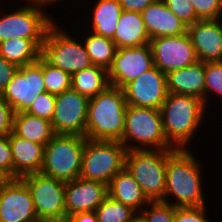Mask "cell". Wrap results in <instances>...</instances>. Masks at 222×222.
I'll list each match as a JSON object with an SVG mask.
<instances>
[{
    "mask_svg": "<svg viewBox=\"0 0 222 222\" xmlns=\"http://www.w3.org/2000/svg\"><path fill=\"white\" fill-rule=\"evenodd\" d=\"M154 67L150 43L117 49L108 77L111 86L123 89L128 83Z\"/></svg>",
    "mask_w": 222,
    "mask_h": 222,
    "instance_id": "14",
    "label": "cell"
},
{
    "mask_svg": "<svg viewBox=\"0 0 222 222\" xmlns=\"http://www.w3.org/2000/svg\"><path fill=\"white\" fill-rule=\"evenodd\" d=\"M13 132L21 138L44 146L55 135L50 121L26 112L14 114Z\"/></svg>",
    "mask_w": 222,
    "mask_h": 222,
    "instance_id": "25",
    "label": "cell"
},
{
    "mask_svg": "<svg viewBox=\"0 0 222 222\" xmlns=\"http://www.w3.org/2000/svg\"><path fill=\"white\" fill-rule=\"evenodd\" d=\"M89 99L70 88L56 95L52 128L55 134L85 137Z\"/></svg>",
    "mask_w": 222,
    "mask_h": 222,
    "instance_id": "12",
    "label": "cell"
},
{
    "mask_svg": "<svg viewBox=\"0 0 222 222\" xmlns=\"http://www.w3.org/2000/svg\"><path fill=\"white\" fill-rule=\"evenodd\" d=\"M31 192L21 178L9 179L0 188V222L37 219Z\"/></svg>",
    "mask_w": 222,
    "mask_h": 222,
    "instance_id": "16",
    "label": "cell"
},
{
    "mask_svg": "<svg viewBox=\"0 0 222 222\" xmlns=\"http://www.w3.org/2000/svg\"><path fill=\"white\" fill-rule=\"evenodd\" d=\"M46 92L43 80L42 59L20 66L0 96L14 112H25L38 97Z\"/></svg>",
    "mask_w": 222,
    "mask_h": 222,
    "instance_id": "11",
    "label": "cell"
},
{
    "mask_svg": "<svg viewBox=\"0 0 222 222\" xmlns=\"http://www.w3.org/2000/svg\"><path fill=\"white\" fill-rule=\"evenodd\" d=\"M66 222H98L94 211L80 212L69 216Z\"/></svg>",
    "mask_w": 222,
    "mask_h": 222,
    "instance_id": "41",
    "label": "cell"
},
{
    "mask_svg": "<svg viewBox=\"0 0 222 222\" xmlns=\"http://www.w3.org/2000/svg\"><path fill=\"white\" fill-rule=\"evenodd\" d=\"M141 14L150 39L187 33V26L166 7L163 0H155Z\"/></svg>",
    "mask_w": 222,
    "mask_h": 222,
    "instance_id": "20",
    "label": "cell"
},
{
    "mask_svg": "<svg viewBox=\"0 0 222 222\" xmlns=\"http://www.w3.org/2000/svg\"><path fill=\"white\" fill-rule=\"evenodd\" d=\"M31 192L38 218L66 222L65 182L32 173L21 177Z\"/></svg>",
    "mask_w": 222,
    "mask_h": 222,
    "instance_id": "10",
    "label": "cell"
},
{
    "mask_svg": "<svg viewBox=\"0 0 222 222\" xmlns=\"http://www.w3.org/2000/svg\"><path fill=\"white\" fill-rule=\"evenodd\" d=\"M19 66L11 63L0 55V94L11 81Z\"/></svg>",
    "mask_w": 222,
    "mask_h": 222,
    "instance_id": "39",
    "label": "cell"
},
{
    "mask_svg": "<svg viewBox=\"0 0 222 222\" xmlns=\"http://www.w3.org/2000/svg\"><path fill=\"white\" fill-rule=\"evenodd\" d=\"M0 55L20 67L37 62L40 48L30 39L12 38L0 42Z\"/></svg>",
    "mask_w": 222,
    "mask_h": 222,
    "instance_id": "27",
    "label": "cell"
},
{
    "mask_svg": "<svg viewBox=\"0 0 222 222\" xmlns=\"http://www.w3.org/2000/svg\"><path fill=\"white\" fill-rule=\"evenodd\" d=\"M120 143L130 150H176L166 139L159 109H126L125 128Z\"/></svg>",
    "mask_w": 222,
    "mask_h": 222,
    "instance_id": "4",
    "label": "cell"
},
{
    "mask_svg": "<svg viewBox=\"0 0 222 222\" xmlns=\"http://www.w3.org/2000/svg\"><path fill=\"white\" fill-rule=\"evenodd\" d=\"M112 40L117 49L138 47L150 43L142 14L122 11Z\"/></svg>",
    "mask_w": 222,
    "mask_h": 222,
    "instance_id": "22",
    "label": "cell"
},
{
    "mask_svg": "<svg viewBox=\"0 0 222 222\" xmlns=\"http://www.w3.org/2000/svg\"><path fill=\"white\" fill-rule=\"evenodd\" d=\"M93 5L92 13L89 15L90 28L87 29L94 34L112 39L122 12L119 0H95Z\"/></svg>",
    "mask_w": 222,
    "mask_h": 222,
    "instance_id": "24",
    "label": "cell"
},
{
    "mask_svg": "<svg viewBox=\"0 0 222 222\" xmlns=\"http://www.w3.org/2000/svg\"><path fill=\"white\" fill-rule=\"evenodd\" d=\"M32 222H62V221L55 220V219L37 218Z\"/></svg>",
    "mask_w": 222,
    "mask_h": 222,
    "instance_id": "44",
    "label": "cell"
},
{
    "mask_svg": "<svg viewBox=\"0 0 222 222\" xmlns=\"http://www.w3.org/2000/svg\"><path fill=\"white\" fill-rule=\"evenodd\" d=\"M222 98V62L205 63V106L210 108V96Z\"/></svg>",
    "mask_w": 222,
    "mask_h": 222,
    "instance_id": "31",
    "label": "cell"
},
{
    "mask_svg": "<svg viewBox=\"0 0 222 222\" xmlns=\"http://www.w3.org/2000/svg\"><path fill=\"white\" fill-rule=\"evenodd\" d=\"M0 171L13 179V156L9 136H0Z\"/></svg>",
    "mask_w": 222,
    "mask_h": 222,
    "instance_id": "37",
    "label": "cell"
},
{
    "mask_svg": "<svg viewBox=\"0 0 222 222\" xmlns=\"http://www.w3.org/2000/svg\"><path fill=\"white\" fill-rule=\"evenodd\" d=\"M9 143L13 156V179L40 173L44 162V145L21 138L13 131L9 135Z\"/></svg>",
    "mask_w": 222,
    "mask_h": 222,
    "instance_id": "19",
    "label": "cell"
},
{
    "mask_svg": "<svg viewBox=\"0 0 222 222\" xmlns=\"http://www.w3.org/2000/svg\"><path fill=\"white\" fill-rule=\"evenodd\" d=\"M198 61L222 62V18L198 20L187 26Z\"/></svg>",
    "mask_w": 222,
    "mask_h": 222,
    "instance_id": "18",
    "label": "cell"
},
{
    "mask_svg": "<svg viewBox=\"0 0 222 222\" xmlns=\"http://www.w3.org/2000/svg\"><path fill=\"white\" fill-rule=\"evenodd\" d=\"M41 6H43L44 8L46 6H51V4H55L56 2H60V1H65V0H36Z\"/></svg>",
    "mask_w": 222,
    "mask_h": 222,
    "instance_id": "42",
    "label": "cell"
},
{
    "mask_svg": "<svg viewBox=\"0 0 222 222\" xmlns=\"http://www.w3.org/2000/svg\"><path fill=\"white\" fill-rule=\"evenodd\" d=\"M200 20L222 18V0H190Z\"/></svg>",
    "mask_w": 222,
    "mask_h": 222,
    "instance_id": "35",
    "label": "cell"
},
{
    "mask_svg": "<svg viewBox=\"0 0 222 222\" xmlns=\"http://www.w3.org/2000/svg\"><path fill=\"white\" fill-rule=\"evenodd\" d=\"M56 103V95L44 92L39 94L31 106L25 111L26 113L52 121Z\"/></svg>",
    "mask_w": 222,
    "mask_h": 222,
    "instance_id": "33",
    "label": "cell"
},
{
    "mask_svg": "<svg viewBox=\"0 0 222 222\" xmlns=\"http://www.w3.org/2000/svg\"><path fill=\"white\" fill-rule=\"evenodd\" d=\"M56 21L50 26L39 57L48 65L62 69L71 76L93 65L85 46L75 36L59 27ZM61 28V29H60Z\"/></svg>",
    "mask_w": 222,
    "mask_h": 222,
    "instance_id": "7",
    "label": "cell"
},
{
    "mask_svg": "<svg viewBox=\"0 0 222 222\" xmlns=\"http://www.w3.org/2000/svg\"><path fill=\"white\" fill-rule=\"evenodd\" d=\"M9 180V178L0 171V188Z\"/></svg>",
    "mask_w": 222,
    "mask_h": 222,
    "instance_id": "43",
    "label": "cell"
},
{
    "mask_svg": "<svg viewBox=\"0 0 222 222\" xmlns=\"http://www.w3.org/2000/svg\"><path fill=\"white\" fill-rule=\"evenodd\" d=\"M206 206L175 207L174 222H211L206 213Z\"/></svg>",
    "mask_w": 222,
    "mask_h": 222,
    "instance_id": "36",
    "label": "cell"
},
{
    "mask_svg": "<svg viewBox=\"0 0 222 222\" xmlns=\"http://www.w3.org/2000/svg\"><path fill=\"white\" fill-rule=\"evenodd\" d=\"M82 39L86 52L95 66L108 70L113 62L117 47L111 38L90 33Z\"/></svg>",
    "mask_w": 222,
    "mask_h": 222,
    "instance_id": "28",
    "label": "cell"
},
{
    "mask_svg": "<svg viewBox=\"0 0 222 222\" xmlns=\"http://www.w3.org/2000/svg\"><path fill=\"white\" fill-rule=\"evenodd\" d=\"M139 215L145 222H174L175 207L162 201L149 202Z\"/></svg>",
    "mask_w": 222,
    "mask_h": 222,
    "instance_id": "32",
    "label": "cell"
},
{
    "mask_svg": "<svg viewBox=\"0 0 222 222\" xmlns=\"http://www.w3.org/2000/svg\"><path fill=\"white\" fill-rule=\"evenodd\" d=\"M131 222H145V220L138 214Z\"/></svg>",
    "mask_w": 222,
    "mask_h": 222,
    "instance_id": "45",
    "label": "cell"
},
{
    "mask_svg": "<svg viewBox=\"0 0 222 222\" xmlns=\"http://www.w3.org/2000/svg\"><path fill=\"white\" fill-rule=\"evenodd\" d=\"M190 150L191 148L176 149L167 158L165 195L162 202L173 207H200L207 203L205 190H202L203 168Z\"/></svg>",
    "mask_w": 222,
    "mask_h": 222,
    "instance_id": "1",
    "label": "cell"
},
{
    "mask_svg": "<svg viewBox=\"0 0 222 222\" xmlns=\"http://www.w3.org/2000/svg\"><path fill=\"white\" fill-rule=\"evenodd\" d=\"M71 88L88 99L94 98L109 86L108 70L92 65L71 76Z\"/></svg>",
    "mask_w": 222,
    "mask_h": 222,
    "instance_id": "26",
    "label": "cell"
},
{
    "mask_svg": "<svg viewBox=\"0 0 222 222\" xmlns=\"http://www.w3.org/2000/svg\"><path fill=\"white\" fill-rule=\"evenodd\" d=\"M123 92L127 105L160 109L168 95L166 74L154 66L128 83Z\"/></svg>",
    "mask_w": 222,
    "mask_h": 222,
    "instance_id": "15",
    "label": "cell"
},
{
    "mask_svg": "<svg viewBox=\"0 0 222 222\" xmlns=\"http://www.w3.org/2000/svg\"><path fill=\"white\" fill-rule=\"evenodd\" d=\"M98 222H131L138 213L107 196L94 211Z\"/></svg>",
    "mask_w": 222,
    "mask_h": 222,
    "instance_id": "29",
    "label": "cell"
},
{
    "mask_svg": "<svg viewBox=\"0 0 222 222\" xmlns=\"http://www.w3.org/2000/svg\"><path fill=\"white\" fill-rule=\"evenodd\" d=\"M43 80L46 92L57 95L71 88V75L42 60Z\"/></svg>",
    "mask_w": 222,
    "mask_h": 222,
    "instance_id": "30",
    "label": "cell"
},
{
    "mask_svg": "<svg viewBox=\"0 0 222 222\" xmlns=\"http://www.w3.org/2000/svg\"><path fill=\"white\" fill-rule=\"evenodd\" d=\"M159 110L166 139L175 149L191 146L201 122H205L204 114L209 111L198 97L173 93H168Z\"/></svg>",
    "mask_w": 222,
    "mask_h": 222,
    "instance_id": "2",
    "label": "cell"
},
{
    "mask_svg": "<svg viewBox=\"0 0 222 222\" xmlns=\"http://www.w3.org/2000/svg\"><path fill=\"white\" fill-rule=\"evenodd\" d=\"M155 0H119L122 11L142 12Z\"/></svg>",
    "mask_w": 222,
    "mask_h": 222,
    "instance_id": "40",
    "label": "cell"
},
{
    "mask_svg": "<svg viewBox=\"0 0 222 222\" xmlns=\"http://www.w3.org/2000/svg\"><path fill=\"white\" fill-rule=\"evenodd\" d=\"M127 106L123 89L111 85L89 99L85 138L120 142Z\"/></svg>",
    "mask_w": 222,
    "mask_h": 222,
    "instance_id": "3",
    "label": "cell"
},
{
    "mask_svg": "<svg viewBox=\"0 0 222 222\" xmlns=\"http://www.w3.org/2000/svg\"><path fill=\"white\" fill-rule=\"evenodd\" d=\"M85 141L80 135L55 134L45 145L40 173L63 182L78 178Z\"/></svg>",
    "mask_w": 222,
    "mask_h": 222,
    "instance_id": "6",
    "label": "cell"
},
{
    "mask_svg": "<svg viewBox=\"0 0 222 222\" xmlns=\"http://www.w3.org/2000/svg\"><path fill=\"white\" fill-rule=\"evenodd\" d=\"M126 152L119 141L86 139L79 177L108 186L112 178L125 167Z\"/></svg>",
    "mask_w": 222,
    "mask_h": 222,
    "instance_id": "9",
    "label": "cell"
},
{
    "mask_svg": "<svg viewBox=\"0 0 222 222\" xmlns=\"http://www.w3.org/2000/svg\"><path fill=\"white\" fill-rule=\"evenodd\" d=\"M108 196L132 208L138 214L150 202L125 167L112 178L108 185Z\"/></svg>",
    "mask_w": 222,
    "mask_h": 222,
    "instance_id": "23",
    "label": "cell"
},
{
    "mask_svg": "<svg viewBox=\"0 0 222 222\" xmlns=\"http://www.w3.org/2000/svg\"><path fill=\"white\" fill-rule=\"evenodd\" d=\"M154 66L162 73L185 68L198 61L188 33L150 39Z\"/></svg>",
    "mask_w": 222,
    "mask_h": 222,
    "instance_id": "13",
    "label": "cell"
},
{
    "mask_svg": "<svg viewBox=\"0 0 222 222\" xmlns=\"http://www.w3.org/2000/svg\"><path fill=\"white\" fill-rule=\"evenodd\" d=\"M107 196L108 186L102 182L81 177L65 182L66 220L76 213L95 211Z\"/></svg>",
    "mask_w": 222,
    "mask_h": 222,
    "instance_id": "17",
    "label": "cell"
},
{
    "mask_svg": "<svg viewBox=\"0 0 222 222\" xmlns=\"http://www.w3.org/2000/svg\"><path fill=\"white\" fill-rule=\"evenodd\" d=\"M166 7L186 26L200 20L190 0H163Z\"/></svg>",
    "mask_w": 222,
    "mask_h": 222,
    "instance_id": "34",
    "label": "cell"
},
{
    "mask_svg": "<svg viewBox=\"0 0 222 222\" xmlns=\"http://www.w3.org/2000/svg\"><path fill=\"white\" fill-rule=\"evenodd\" d=\"M52 17L36 0H27L19 8L0 17V42L12 38L30 39L40 48L55 22Z\"/></svg>",
    "mask_w": 222,
    "mask_h": 222,
    "instance_id": "8",
    "label": "cell"
},
{
    "mask_svg": "<svg viewBox=\"0 0 222 222\" xmlns=\"http://www.w3.org/2000/svg\"><path fill=\"white\" fill-rule=\"evenodd\" d=\"M175 150H130L125 168L140 185L150 202L163 201L166 185L167 158Z\"/></svg>",
    "mask_w": 222,
    "mask_h": 222,
    "instance_id": "5",
    "label": "cell"
},
{
    "mask_svg": "<svg viewBox=\"0 0 222 222\" xmlns=\"http://www.w3.org/2000/svg\"><path fill=\"white\" fill-rule=\"evenodd\" d=\"M168 93L198 97L205 104V63L197 61L193 65L176 69L166 74Z\"/></svg>",
    "mask_w": 222,
    "mask_h": 222,
    "instance_id": "21",
    "label": "cell"
},
{
    "mask_svg": "<svg viewBox=\"0 0 222 222\" xmlns=\"http://www.w3.org/2000/svg\"><path fill=\"white\" fill-rule=\"evenodd\" d=\"M13 108L0 96V136H9L13 131Z\"/></svg>",
    "mask_w": 222,
    "mask_h": 222,
    "instance_id": "38",
    "label": "cell"
}]
</instances>
